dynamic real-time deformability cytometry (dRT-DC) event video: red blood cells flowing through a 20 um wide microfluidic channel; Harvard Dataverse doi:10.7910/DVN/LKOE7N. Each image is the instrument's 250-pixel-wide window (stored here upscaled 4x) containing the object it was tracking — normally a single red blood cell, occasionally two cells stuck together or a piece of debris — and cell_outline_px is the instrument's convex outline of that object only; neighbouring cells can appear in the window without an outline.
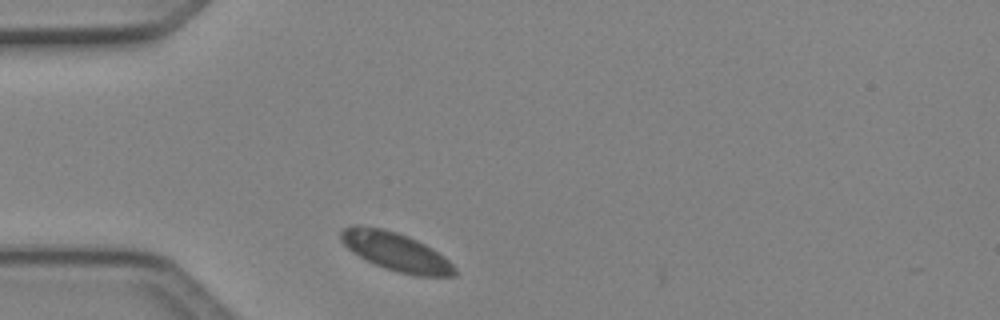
{"species": "Egyptian fruit bat (a non-hibernating species)", "species_latin": "Rousettus aegyptiacus", "temperature_condition": "cold", "stored_images_in_passage": 1, "camera_frame_rate_fps": 3000, "um_per_image_px": 0.085, "animal": {"sex": "female"}, "frame": {"image": 1, "passage_image": 1, "time_ms": 0.0, "image_size_px": [1000, 320], "cell_outline_px": [[456, 276], [416, 276], [396, 272], [384, 268], [352, 252], [340, 240], [340, 232], [344, 228], [356, 224], [384, 228], [408, 236], [432, 248], [444, 256], [456, 268]], "centroid_in_image_um": [33.65, 21.39], "position_along_channel_um": 51.4, "area_um2": 25.49}}